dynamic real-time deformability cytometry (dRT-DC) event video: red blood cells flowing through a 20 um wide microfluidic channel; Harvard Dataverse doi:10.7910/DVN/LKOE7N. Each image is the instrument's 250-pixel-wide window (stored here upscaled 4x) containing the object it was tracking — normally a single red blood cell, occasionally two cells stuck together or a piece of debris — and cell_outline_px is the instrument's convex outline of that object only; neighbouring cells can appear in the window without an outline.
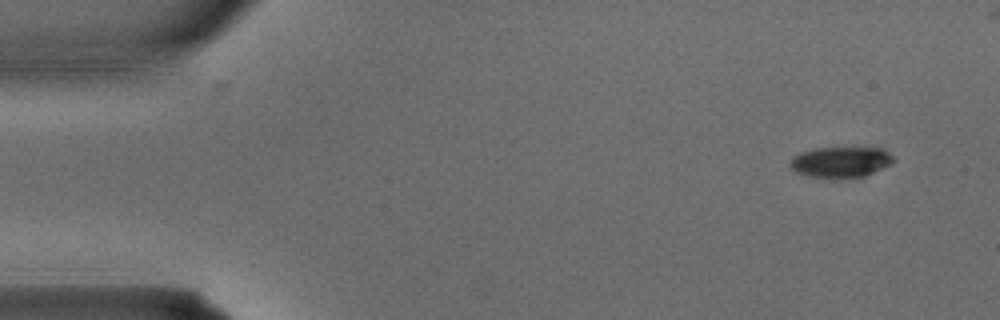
{"species": "common noctule bat (a hibernating species)", "species_latin": "Nyctalus noctula", "temperature_condition": "warm", "stored_images_in_passage": 3, "camera_frame_rate_fps": 3000, "um_per_image_px": 0.085, "animal": {"sex": "male", "body_mass_g": 15.6}, "frame": {"image": 1, "passage_image": 1, "time_ms": 0.0, "image_size_px": [1000, 320], "cell_outline_px": [[892, 160], [888, 164], [864, 176], [812, 176], [796, 172], [792, 168], [792, 156], [800, 152], [816, 148], [880, 148], [888, 152], [892, 156]], "centroid_in_image_um": [71.42, 13.73], "position_along_channel_um": 13.6, "area_um2": 17.51}}
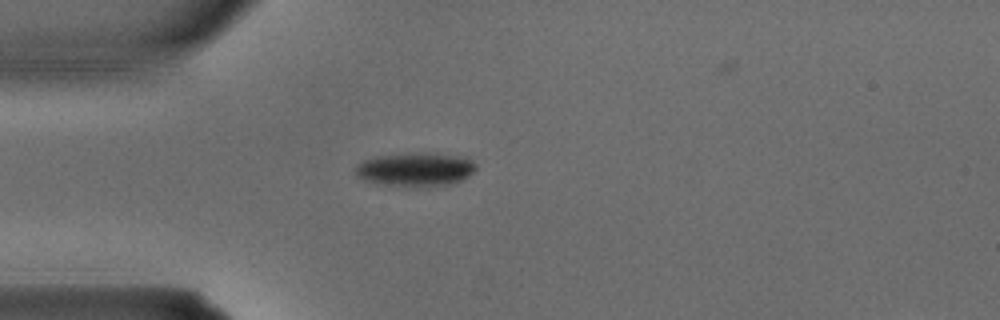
{"frame": {"image": 2, "passage_image": 3, "time_ms": 0.667, "image_size_px": [1000, 320], "cell_outline_px": [[476, 168], [464, 180], [452, 184], [428, 188], [404, 188], [376, 184], [364, 180], [356, 176], [356, 168], [364, 160], [376, 156], [468, 156], [476, 164]], "centroid_in_image_um": [35.33, 14.51], "position_along_channel_um": 49.7, "area_um2": 23.29}}